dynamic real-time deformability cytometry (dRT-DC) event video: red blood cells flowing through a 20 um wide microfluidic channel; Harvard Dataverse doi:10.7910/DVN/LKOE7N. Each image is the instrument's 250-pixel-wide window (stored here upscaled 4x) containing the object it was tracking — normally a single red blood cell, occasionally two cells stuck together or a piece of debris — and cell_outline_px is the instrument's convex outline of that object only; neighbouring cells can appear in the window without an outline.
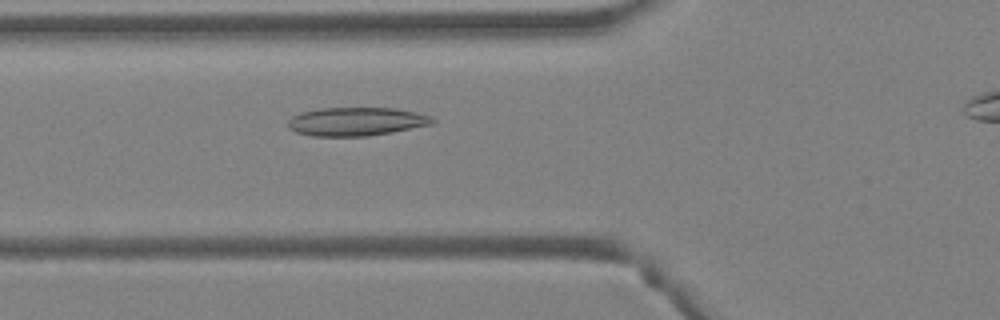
{"species": "Egyptian fruit bat (a non-hibernating species)", "species_latin": "Rousettus aegyptiacus", "temperature_condition": "warm", "stored_images_in_passage": 26, "camera_frame_rate_fps": 3000, "um_per_image_px": 0.085, "animal": {"sex": "female"}, "frame": {"image": 1, "passage_image": 11, "time_ms": 3.333, "image_size_px": [1000, 320], "cell_outline_px": [[436, 120], [432, 124], [392, 132], [368, 136], [312, 136], [296, 132], [288, 128], [288, 120], [292, 116], [300, 112], [320, 108], [392, 108], [416, 112], [432, 116]], "centroid_in_image_um": [30.27, 10.33], "position_along_channel_um": 95.5, "area_um2": 24.04}}
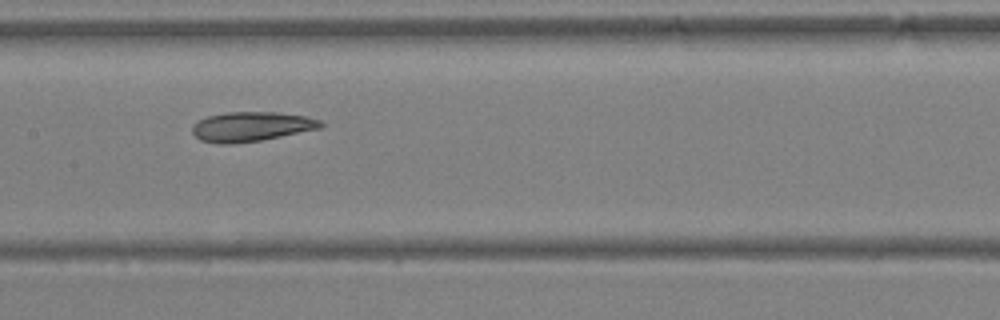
{"frame": {"image": 2, "passage_image": 17, "time_ms": 5.333, "image_size_px": [1000, 320], "cell_outline_px": [[324, 124], [320, 128], [260, 140], [228, 144], [220, 144], [200, 140], [192, 132], [192, 124], [196, 120], [208, 116], [228, 112], [276, 112], [304, 116], [320, 120]], "centroid_in_image_um": [21.31, 10.75], "position_along_channel_um": 186.1, "area_um2": 21.96}}
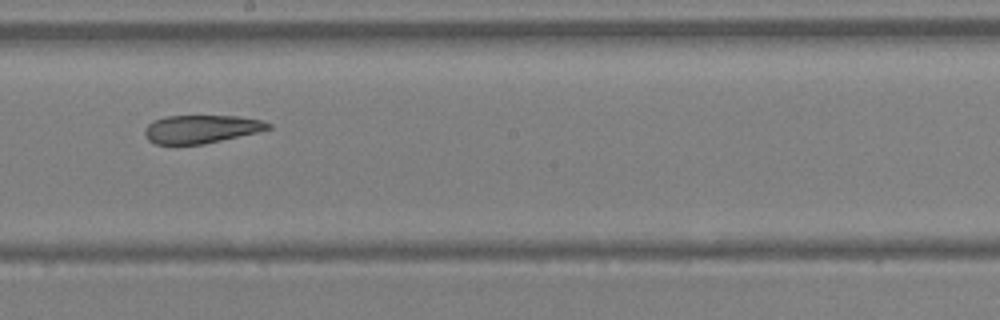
{"frame": {"image": 3, "passage_image": 20, "time_ms": 6.333, "image_size_px": [1000, 320], "cell_outline_px": [[272, 128], [256, 132], [204, 144], [156, 144], [148, 140], [144, 132], [144, 128], [152, 120], [168, 116], [236, 116], [260, 120], [272, 124]], "centroid_in_image_um": [17.07, 10.97], "position_along_channel_um": 231.1, "area_um2": 20.11}}